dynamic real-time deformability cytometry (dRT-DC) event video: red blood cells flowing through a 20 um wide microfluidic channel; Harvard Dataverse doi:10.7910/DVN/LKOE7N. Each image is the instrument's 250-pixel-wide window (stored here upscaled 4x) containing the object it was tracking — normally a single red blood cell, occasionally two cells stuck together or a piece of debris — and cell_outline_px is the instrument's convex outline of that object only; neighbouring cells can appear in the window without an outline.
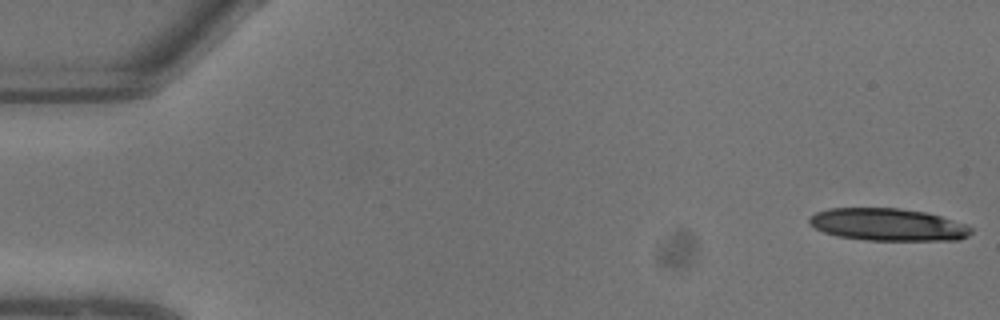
{"species": "common noctule bat (a hibernating species)", "species_latin": "Nyctalus noctula", "temperature_condition": "warm", "stored_images_in_passage": 10, "camera_frame_rate_fps": 3000, "um_per_image_px": 0.085, "animal": {"sex": "male", "body_mass_g": 13.3}, "frame": {"image": 1, "passage_image": 1, "time_ms": 0.0, "image_size_px": [1000, 320], "cell_outline_px": [[972, 232], [968, 236], [960, 240], [868, 240], [836, 236], [824, 232], [808, 224], [808, 216], [816, 212], [828, 208], [900, 208], [924, 212], [940, 216], [964, 224], [972, 228]], "centroid_in_image_um": [75.43, 19.09], "position_along_channel_um": 9.6, "area_um2": 30.58}}
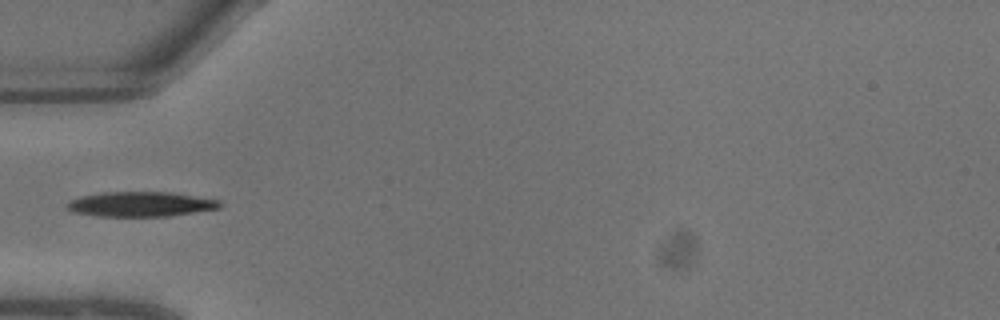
{"frame": {"image": 2, "passage_image": 8, "time_ms": 2.333, "image_size_px": [1000, 320], "cell_outline_px": [[224, 204], [220, 208], [168, 216], [96, 216], [72, 212], [64, 204], [68, 200], [80, 196], [104, 192], [172, 192], [220, 200]], "centroid_in_image_um": [11.93, 17.35], "position_along_channel_um": 73.1, "area_um2": 22.31}}
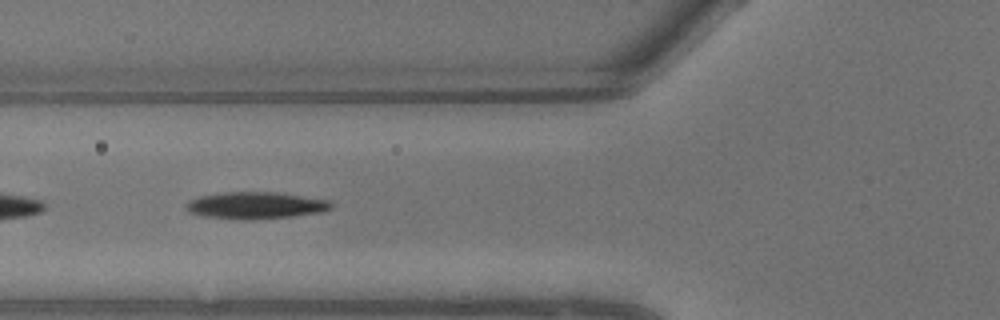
{"frame": {"image": 3, "passage_image": 9, "time_ms": 2.667, "image_size_px": [1000, 320], "cell_outline_px": [[332, 208], [320, 212], [292, 216], [252, 220], [204, 216], [188, 212], [184, 208], [184, 204], [188, 200], [200, 196], [220, 192], [276, 192], [328, 200], [332, 204]], "centroid_in_image_um": [21.66, 17.45], "position_along_channel_um": 104.1, "area_um2": 22.72}}